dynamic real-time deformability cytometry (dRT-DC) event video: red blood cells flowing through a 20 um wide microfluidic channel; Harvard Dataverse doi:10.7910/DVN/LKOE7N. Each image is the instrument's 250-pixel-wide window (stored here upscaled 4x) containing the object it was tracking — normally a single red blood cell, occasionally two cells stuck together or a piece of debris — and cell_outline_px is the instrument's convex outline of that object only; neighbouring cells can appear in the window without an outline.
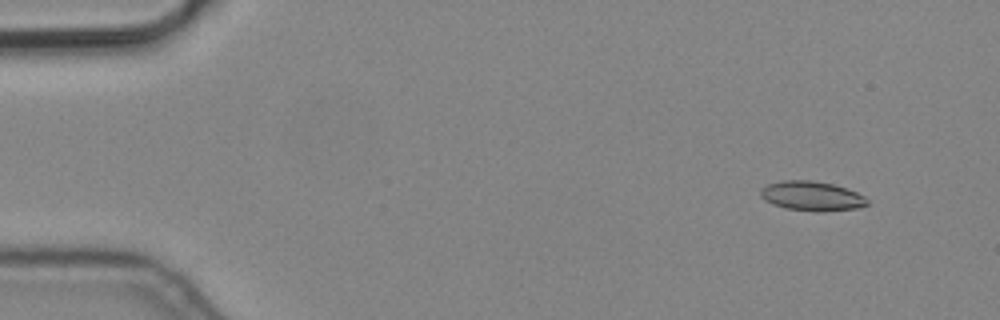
{"species": "common noctule bat (a hibernating species)", "species_latin": "Nyctalus noctula", "temperature_condition": "cold", "stored_images_in_passage": 6, "camera_frame_rate_fps": 3000, "um_per_image_px": 0.085, "animal": {"sex": "male", "body_mass_g": 19.2, "forearm_length_mm": 51.8}, "frame": {"image": 1, "passage_image": 1, "time_ms": 0.0, "image_size_px": [1000, 320], "cell_outline_px": [[868, 204], [856, 208], [824, 212], [816, 212], [784, 208], [772, 204], [764, 200], [760, 196], [760, 188], [768, 184], [784, 180], [812, 180], [832, 184], [856, 192], [864, 196], [868, 200]], "centroid_in_image_um": [68.96, 16.67], "position_along_channel_um": 16.0, "area_um2": 18.44}}
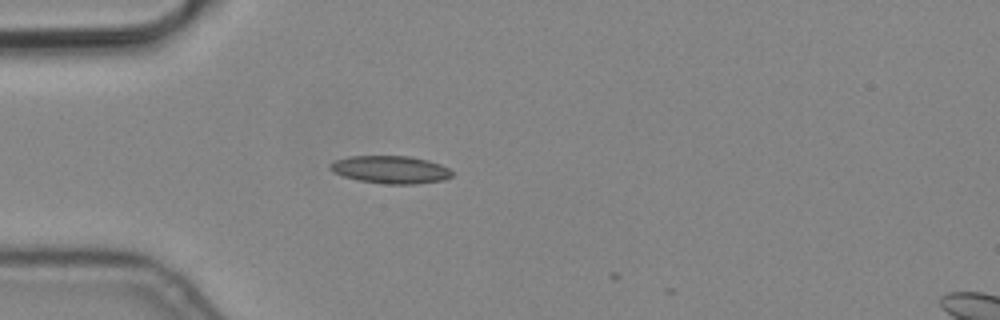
{"frame": {"image": 2, "passage_image": 4, "time_ms": 1.0, "image_size_px": [1000, 320], "cell_outline_px": [[452, 176], [444, 180], [416, 184], [384, 184], [360, 180], [344, 176], [332, 172], [328, 168], [328, 164], [336, 160], [348, 156], [408, 156], [428, 160], [440, 164], [448, 168], [452, 172]], "centroid_in_image_um": [33.18, 14.41], "position_along_channel_um": 51.8, "area_um2": 19.71}}